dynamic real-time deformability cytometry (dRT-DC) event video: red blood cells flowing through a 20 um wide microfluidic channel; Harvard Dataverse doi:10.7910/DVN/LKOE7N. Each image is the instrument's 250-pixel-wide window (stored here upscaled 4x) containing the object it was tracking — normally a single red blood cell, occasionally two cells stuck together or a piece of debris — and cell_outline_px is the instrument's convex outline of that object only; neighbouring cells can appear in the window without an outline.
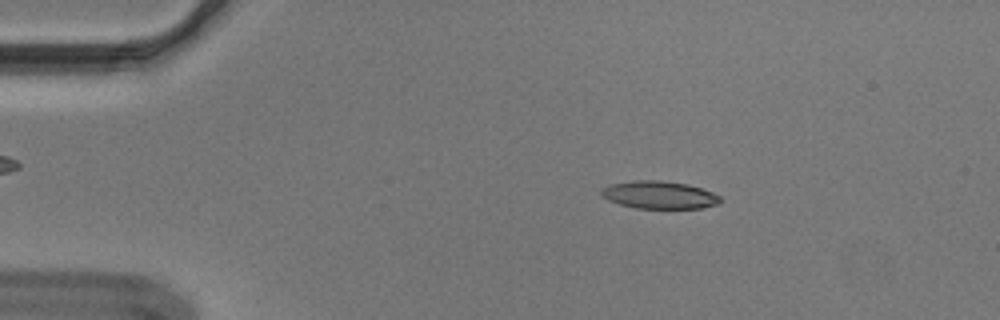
{"species": "Egyptian fruit bat (a non-hibernating species)", "species_latin": "Rousettus aegyptiacus", "temperature_condition": "cold", "stored_images_in_passage": 54, "camera_frame_rate_fps": 3000, "um_per_image_px": 0.085, "animal": {"sex": "male"}, "frame": {"image": 1, "passage_image": 9, "time_ms": 2.667, "image_size_px": [1000, 320], "cell_outline_px": [[720, 204], [700, 208], [636, 208], [620, 204], [608, 200], [600, 196], [600, 188], [612, 184], [632, 180], [660, 180], [688, 184], [712, 192], [720, 196]], "centroid_in_image_um": [56.01, 16.56], "position_along_channel_um": 29.0, "area_um2": 19.25}}
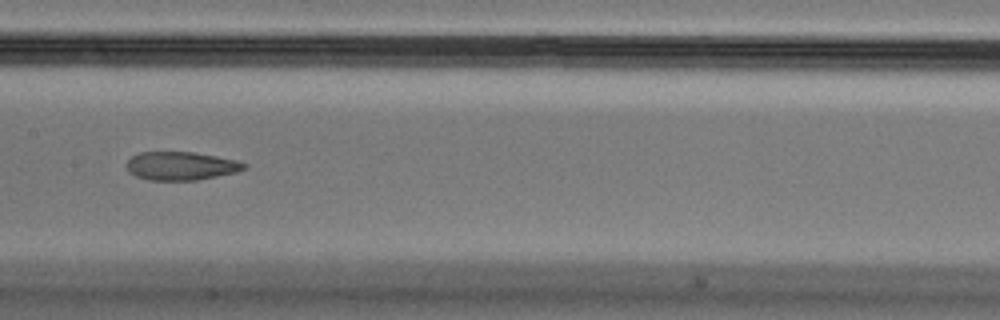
{"frame": {"image": 2, "passage_image": 27, "time_ms": 8.667, "image_size_px": [1000, 320], "cell_outline_px": [[248, 168], [236, 172], [196, 180], [148, 180], [136, 176], [128, 172], [128, 160], [132, 156], [140, 152], [192, 152], [216, 156], [236, 160], [248, 164]], "centroid_in_image_um": [15.4, 14.1], "position_along_channel_um": 192.0, "area_um2": 19.36}}
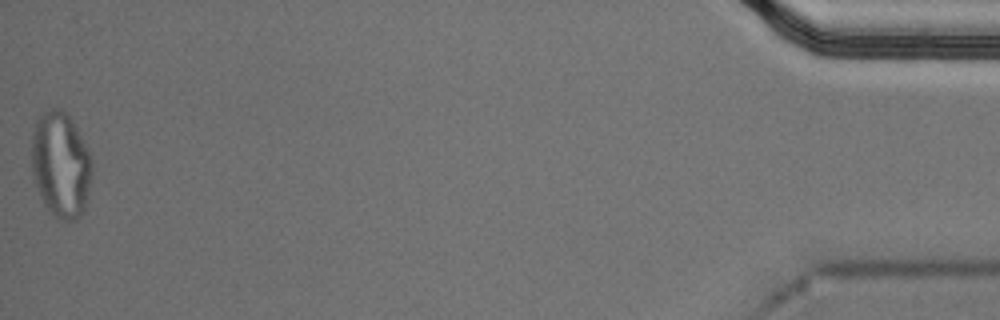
{"frame": {"image": 3, "passage_image": 54, "time_ms": 17.667, "image_size_px": [1000, 320], "cell_outline_px": [[92, 176], [88, 200], [84, 212], [76, 220], [64, 220], [56, 216], [44, 204], [36, 184], [32, 172], [32, 136], [36, 120], [44, 112], [52, 108], [60, 108], [72, 120], [88, 148], [92, 160]], "centroid_in_image_um": [5.2, 14.0], "position_along_channel_um": 430.0, "area_um2": 37.28}, "authors_computed_cell_mechanics": {"area_um2": 20.23, "velocity_mm_per_s": 3.665, "shape_relaxation_time_tau1_ms": null, "shape_relaxation_time_tau2_ms": 2.8433, "deformation_change_tau1": null, "deformation_change_tau2": 0.1118}}